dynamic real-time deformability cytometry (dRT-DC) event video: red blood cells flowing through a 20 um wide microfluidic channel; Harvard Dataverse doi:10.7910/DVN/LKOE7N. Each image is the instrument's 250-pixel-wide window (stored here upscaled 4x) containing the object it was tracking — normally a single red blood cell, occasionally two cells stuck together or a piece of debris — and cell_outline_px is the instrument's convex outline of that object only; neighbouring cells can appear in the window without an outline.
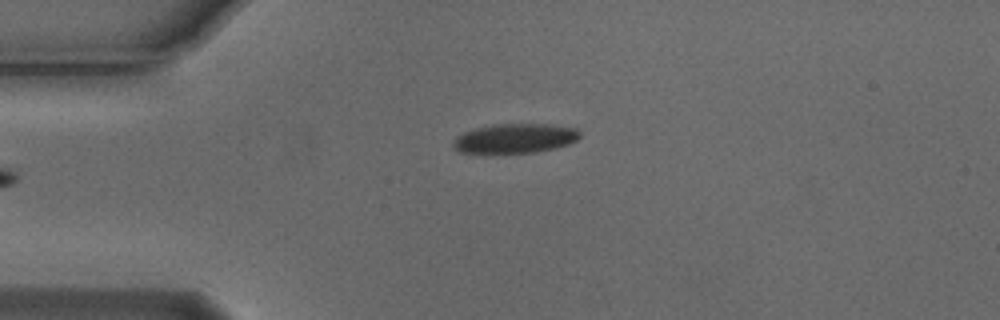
{"species": "Egyptian fruit bat (a non-hibernating species)", "species_latin": "Rousettus aegyptiacus", "temperature_condition": "cold", "stored_images_in_passage": 4, "camera_frame_rate_fps": 3000, "um_per_image_px": 0.085, "animal": {"sex": "male"}, "frame": {"image": 1, "passage_image": 4, "time_ms": 1.0, "image_size_px": [1000, 320], "cell_outline_px": [[580, 136], [576, 140], [568, 144], [556, 148], [536, 152], [460, 152], [452, 144], [452, 140], [456, 136], [464, 132], [476, 128], [492, 124], [552, 124], [576, 128], [580, 132]], "centroid_in_image_um": [43.8, 11.74], "position_along_channel_um": 41.2, "area_um2": 21.62}}